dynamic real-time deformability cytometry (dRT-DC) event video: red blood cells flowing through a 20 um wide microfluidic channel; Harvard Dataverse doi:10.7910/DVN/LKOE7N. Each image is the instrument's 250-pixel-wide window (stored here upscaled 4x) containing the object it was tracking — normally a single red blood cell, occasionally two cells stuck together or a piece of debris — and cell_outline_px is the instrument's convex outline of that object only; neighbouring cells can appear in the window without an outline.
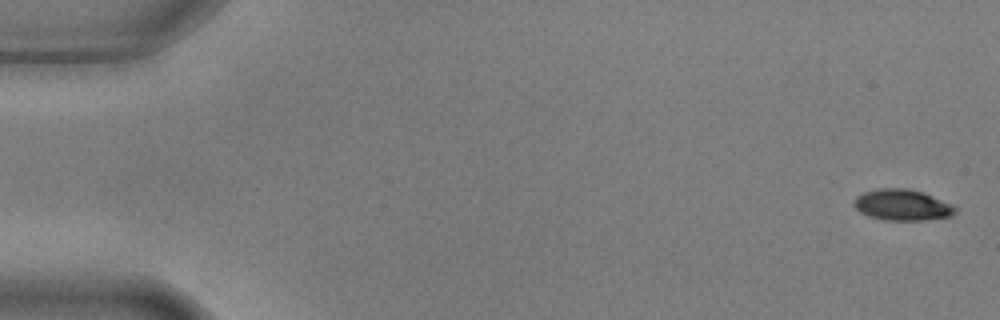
{"species": "common noctule bat (a hibernating species)", "species_latin": "Nyctalus noctula", "temperature_condition": "warm", "stored_images_in_passage": 5, "camera_frame_rate_fps": 3000, "um_per_image_px": 0.085, "animal": {"sex": "male", "body_mass_g": 17.9, "forearm_length_mm": 54.2}, "frame": {"image": 1, "passage_image": 1, "time_ms": 0.0, "image_size_px": [1000, 320], "cell_outline_px": [[960, 208], [952, 216], [924, 220], [884, 220], [868, 216], [860, 212], [852, 204], [856, 196], [864, 192], [880, 188], [908, 188], [924, 192]], "centroid_in_image_um": [76.71, 17.42], "position_along_channel_um": 8.3, "area_um2": 18.55}}
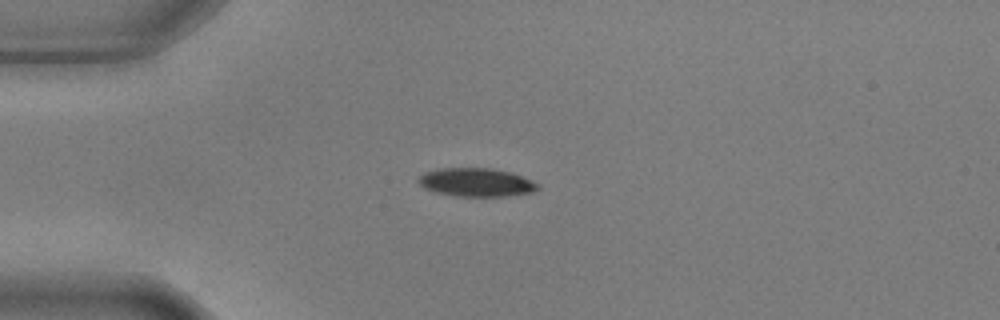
{"frame": {"image": 2, "passage_image": 4, "time_ms": 1.0, "image_size_px": [1000, 320], "cell_outline_px": [[540, 188], [532, 192], [504, 196], [456, 196], [436, 192], [424, 188], [416, 180], [424, 172], [440, 168], [488, 168], [512, 172], [532, 180], [540, 184]], "centroid_in_image_um": [40.49, 15.49], "position_along_channel_um": 44.5, "area_um2": 19.83}}